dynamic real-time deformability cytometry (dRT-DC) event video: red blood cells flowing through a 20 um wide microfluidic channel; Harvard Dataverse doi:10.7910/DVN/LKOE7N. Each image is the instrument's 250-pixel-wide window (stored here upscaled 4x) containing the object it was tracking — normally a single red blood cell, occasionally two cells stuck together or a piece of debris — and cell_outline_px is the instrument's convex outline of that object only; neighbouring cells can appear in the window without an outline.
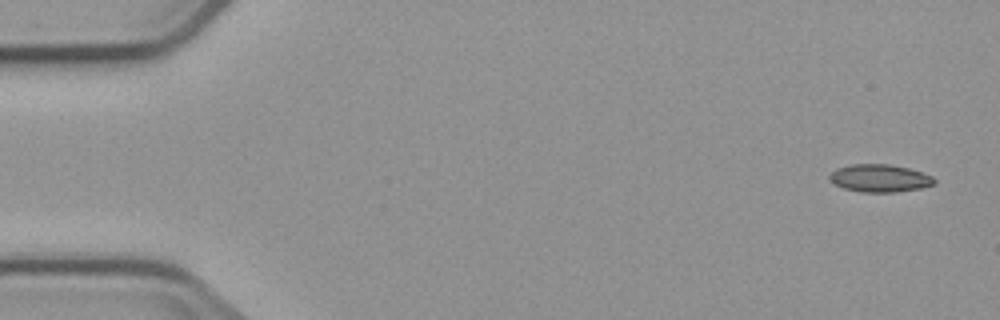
{"species": "common noctule bat (a hibernating species)", "species_latin": "Nyctalus noctula", "temperature_condition": "cold", "stored_images_in_passage": 6, "camera_frame_rate_fps": 3000, "um_per_image_px": 0.085, "animal": {"sex": "male", "body_mass_g": 23.1, "forearm_length_mm": 52.7}, "frame": {"image": 1, "passage_image": 1, "time_ms": 0.0, "image_size_px": [1000, 320], "cell_outline_px": [[936, 184], [920, 188], [896, 192], [860, 192], [844, 188], [836, 184], [828, 176], [836, 168], [852, 164], [888, 164], [908, 168], [932, 176], [936, 180]], "centroid_in_image_um": [74.79, 15.15], "position_along_channel_um": 10.2, "area_um2": 16.76}}
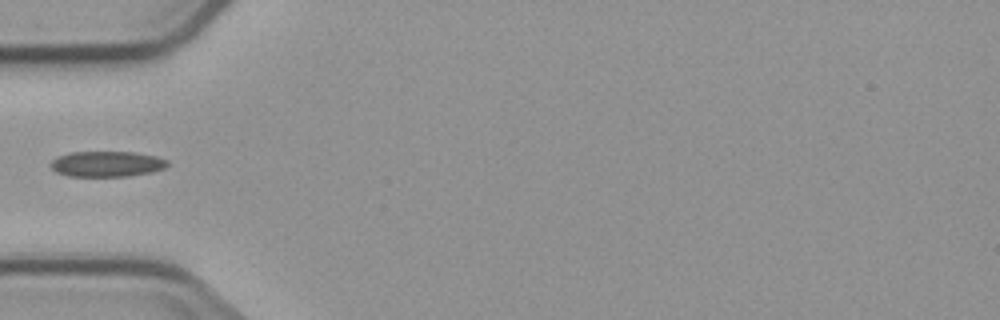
{"frame": {"image": 2, "passage_image": 5, "time_ms": 5.333, "image_size_px": [1000, 320], "cell_outline_px": [[168, 164], [164, 168], [152, 172], [128, 176], [68, 176], [56, 172], [48, 164], [56, 156], [72, 152], [132, 152], [156, 156], [168, 160]], "centroid_in_image_um": [9.05, 13.93], "position_along_channel_um": 75.9, "area_um2": 17.46}}
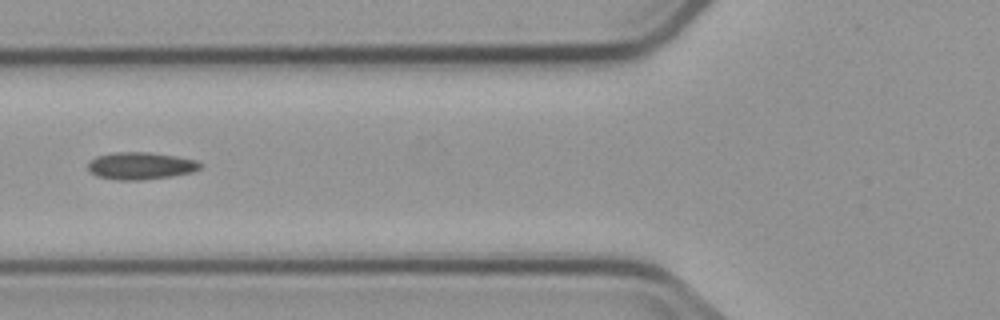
{"frame": {"image": 3, "passage_image": 6, "time_ms": 6.333, "image_size_px": [1000, 320], "cell_outline_px": [[204, 164], [200, 168], [192, 172], [172, 176], [140, 180], [120, 180], [96, 176], [88, 168], [88, 164], [96, 156], [116, 152], [148, 152], [196, 160]], "centroid_in_image_um": [11.97, 14.09], "position_along_channel_um": 113.8, "area_um2": 17.63}}